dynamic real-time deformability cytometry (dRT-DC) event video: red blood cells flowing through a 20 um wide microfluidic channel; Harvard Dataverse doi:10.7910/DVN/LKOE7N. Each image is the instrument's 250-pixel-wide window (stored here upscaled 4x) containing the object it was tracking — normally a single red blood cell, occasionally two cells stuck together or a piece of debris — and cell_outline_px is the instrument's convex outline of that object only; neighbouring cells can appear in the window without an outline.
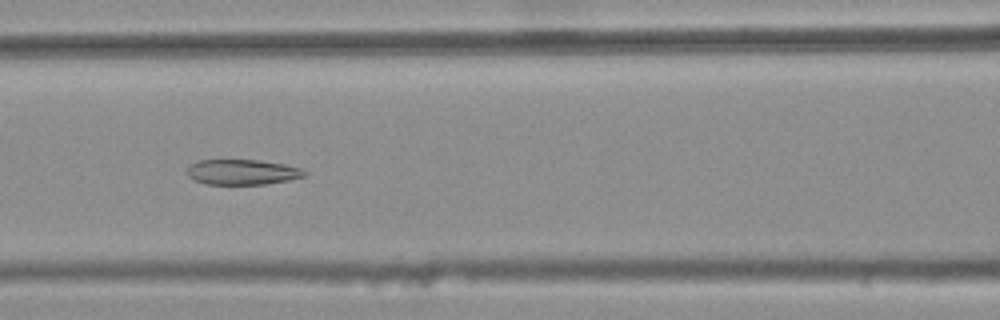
{"species": "common noctule bat (a hibernating species)", "species_latin": "Nyctalus noctula", "temperature_condition": "warm", "stored_images_in_passage": 42, "camera_frame_rate_fps": 3000, "um_per_image_px": 0.085, "animal": {"sex": "female", "body_mass_g": 25.1}, "frame": {"image": 1, "passage_image": 19, "time_ms": 6.0, "image_size_px": [1000, 320], "cell_outline_px": [[308, 172], [304, 176], [288, 180], [264, 184], [204, 184], [188, 176], [188, 168], [196, 160], [260, 160], [284, 164], [300, 168]], "centroid_in_image_um": [20.6, 14.62], "position_along_channel_um": 146.0, "area_um2": 17.17}}
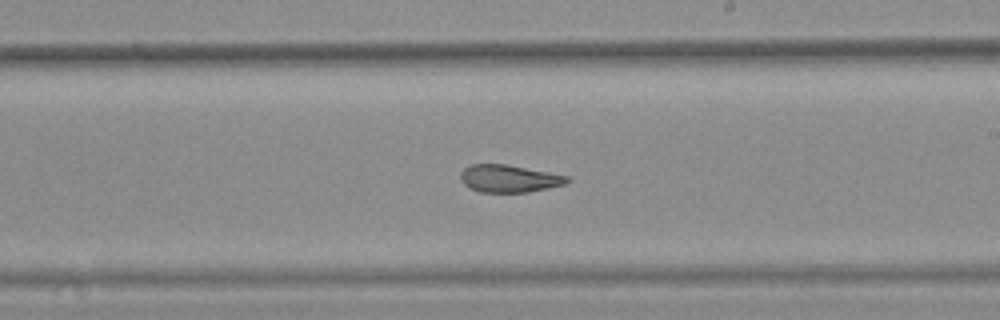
{"frame": {"image": 2, "passage_image": 27, "time_ms": 8.667, "image_size_px": [1000, 320], "cell_outline_px": [[572, 180], [564, 184], [548, 188], [528, 192], [480, 192], [468, 188], [460, 180], [460, 172], [464, 168], [472, 164], [504, 164], [548, 172], [568, 176]], "centroid_in_image_um": [43.24, 15.18], "position_along_channel_um": 245.8, "area_um2": 17.05}}
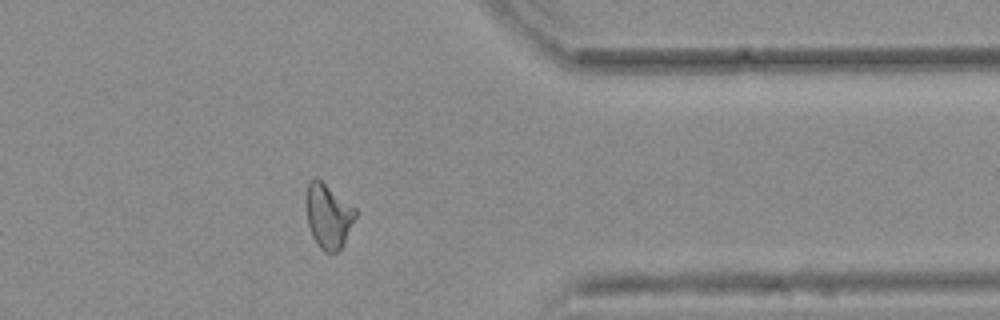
{"frame": {"image": 3, "passage_image": 39, "time_ms": 12.667, "image_size_px": [1000, 320], "cell_outline_px": [[356, 216], [340, 248], [336, 252], [324, 252], [320, 248], [312, 236], [308, 224], [308, 184], [316, 176], [356, 208]], "centroid_in_image_um": [27.92, 18.36], "position_along_channel_um": 383.5, "area_um2": 17.86}, "authors_computed_cell_mechanics": {"area_um2": 18.4382, "velocity_mm_per_s": 3.7454, "shape_relaxation_time_tau1_ms": null, "shape_relaxation_time_tau2_ms": 1.8075, "deformation_change_tau1": null, "deformation_change_tau2": 0.0974}}